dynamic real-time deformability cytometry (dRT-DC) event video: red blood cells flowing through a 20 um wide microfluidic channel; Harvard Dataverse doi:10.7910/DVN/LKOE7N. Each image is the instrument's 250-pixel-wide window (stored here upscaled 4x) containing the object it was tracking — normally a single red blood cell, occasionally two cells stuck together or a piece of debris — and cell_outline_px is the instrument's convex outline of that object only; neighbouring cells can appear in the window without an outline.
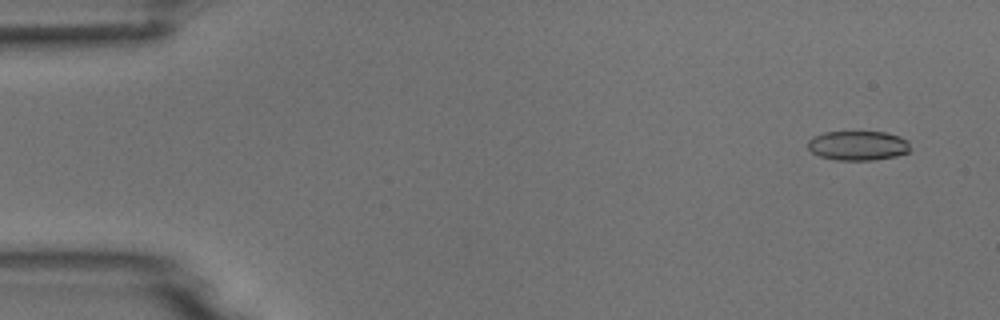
{"species": "common noctule bat (a hibernating species)", "species_latin": "Nyctalus noctula", "temperature_condition": "room temperature", "stored_images_in_passage": 3, "camera_frame_rate_fps": 3000, "um_per_image_px": 0.085, "animal": {"sex": "male", "body_mass_g": 18.8}, "frame": {"image": 1, "passage_image": 1, "time_ms": 0.0, "image_size_px": [1000, 320], "cell_outline_px": [[912, 148], [908, 152], [896, 156], [872, 160], [836, 160], [820, 156], [812, 152], [808, 148], [808, 140], [812, 136], [824, 132], [884, 132], [900, 136], [908, 140]], "centroid_in_image_um": [72.94, 12.37], "position_along_channel_um": 12.1, "area_um2": 17.74}}
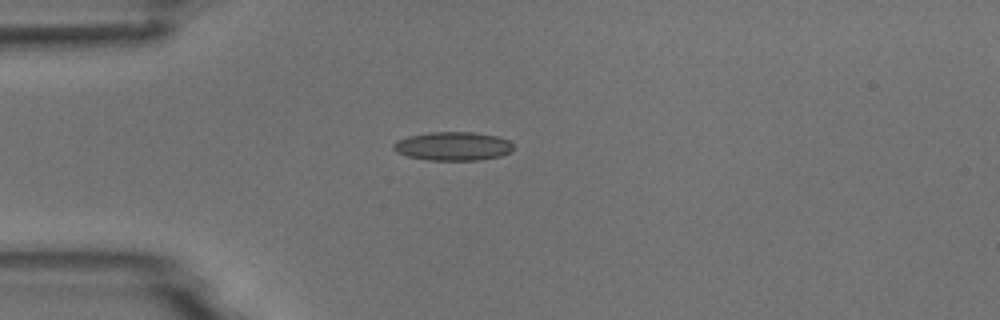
{"frame": {"image": 2, "passage_image": 3, "time_ms": 3.667, "image_size_px": [1000, 320], "cell_outline_px": [[516, 148], [512, 152], [500, 156], [480, 160], [428, 160], [408, 156], [396, 152], [392, 148], [392, 144], [396, 140], [408, 136], [432, 132], [472, 132], [496, 136], [508, 140]], "centroid_in_image_um": [38.51, 12.43], "position_along_channel_um": 46.5, "area_um2": 20.17}}